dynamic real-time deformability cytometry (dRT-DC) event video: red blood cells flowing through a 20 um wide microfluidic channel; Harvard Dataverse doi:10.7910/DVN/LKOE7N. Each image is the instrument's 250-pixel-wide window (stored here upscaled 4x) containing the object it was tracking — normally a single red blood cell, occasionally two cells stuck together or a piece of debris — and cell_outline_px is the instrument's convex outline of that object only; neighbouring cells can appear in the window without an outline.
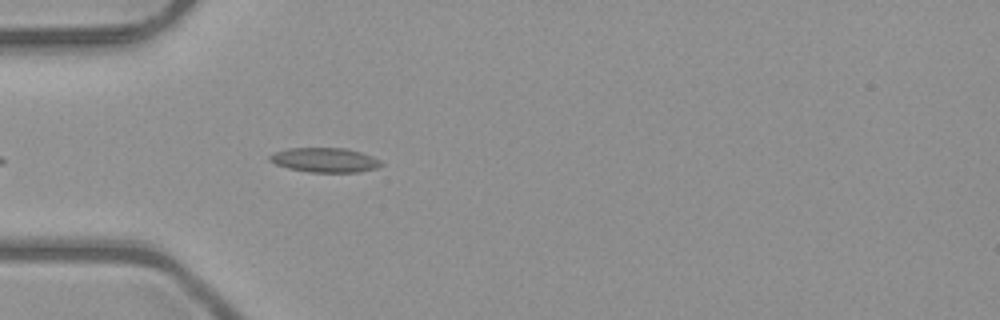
{"species": "common noctule bat (a hibernating species)", "species_latin": "Nyctalus noctula", "temperature_condition": "room temperature", "stored_images_in_passage": 11, "camera_frame_rate_fps": 3000, "um_per_image_px": 0.085, "animal": {"sex": "male", "body_mass_g": 23.1, "forearm_length_mm": 52.7}, "frame": {"image": 1, "passage_image": 5, "time_ms": 1.333, "image_size_px": [1000, 320], "cell_outline_px": [[384, 164], [376, 168], [360, 172], [308, 172], [288, 168], [276, 164], [268, 160], [268, 156], [276, 152], [288, 148], [344, 148], [360, 152], [372, 156], [380, 160]], "centroid_in_image_um": [27.61, 13.6], "position_along_channel_um": 57.4, "area_um2": 15.9}}